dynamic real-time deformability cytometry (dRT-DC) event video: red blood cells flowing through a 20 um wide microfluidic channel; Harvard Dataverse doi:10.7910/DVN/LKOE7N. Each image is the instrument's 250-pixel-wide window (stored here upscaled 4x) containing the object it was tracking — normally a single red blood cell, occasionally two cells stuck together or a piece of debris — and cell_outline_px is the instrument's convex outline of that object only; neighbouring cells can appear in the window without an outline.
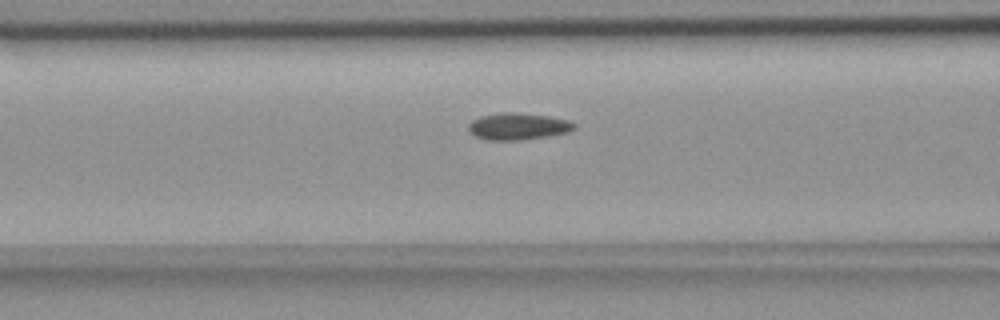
{"species": "common noctule bat (a hibernating species)", "species_latin": "Nyctalus noctula", "temperature_condition": "room temperature", "stored_images_in_passage": 43, "camera_frame_rate_fps": 3000, "um_per_image_px": 0.085, "animal": {"sex": "female", "body_mass_g": 18.4}, "frame": {"image": 1, "passage_image": 11, "time_ms": 3.333, "image_size_px": [1000, 320], "cell_outline_px": [[576, 128], [568, 132], [548, 136], [520, 140], [484, 140], [476, 136], [468, 128], [468, 124], [472, 120], [480, 116], [500, 112], [516, 112], [548, 116], [568, 120], [576, 124]], "centroid_in_image_um": [44.03, 10.73], "position_along_channel_um": 122.6, "area_um2": 16.59}}
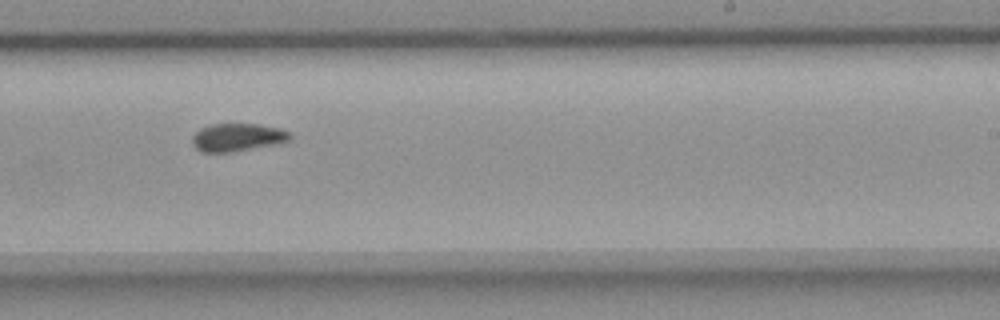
{"frame": {"image": 2, "passage_image": 23, "time_ms": 7.333, "image_size_px": [1000, 320], "cell_outline_px": [[292, 136], [288, 140], [276, 144], [232, 152], [200, 152], [192, 144], [192, 136], [200, 128], [212, 124], [260, 124], [280, 128], [288, 132]], "centroid_in_image_um": [20.15, 11.67], "position_along_channel_um": 268.8, "area_um2": 15.9}}
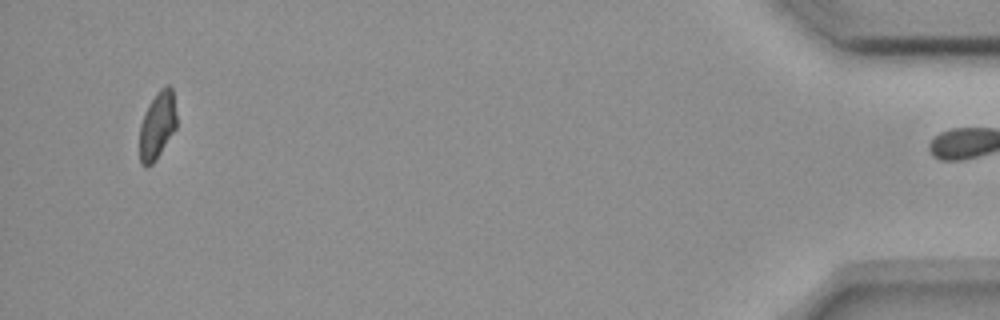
{"frame": {"image": 3, "passage_image": 42, "time_ms": 13.667, "image_size_px": [1000, 320], "cell_outline_px": [[176, 128], [156, 160], [152, 164], [140, 164], [140, 124], [156, 92], [160, 88], [168, 84], [172, 88], [176, 116]], "centroid_in_image_um": [13.38, 10.65], "position_along_channel_um": 421.8, "area_um2": 14.22}, "authors_computed_cell_mechanics": {"area_um2": 16.0684, "velocity_mm_per_s": 3.6687, "shape_relaxation_time_tau1_ms": null, "shape_relaxation_time_tau2_ms": 2.4438, "deformation_change_tau1": null, "deformation_change_tau2": 0.0733}}